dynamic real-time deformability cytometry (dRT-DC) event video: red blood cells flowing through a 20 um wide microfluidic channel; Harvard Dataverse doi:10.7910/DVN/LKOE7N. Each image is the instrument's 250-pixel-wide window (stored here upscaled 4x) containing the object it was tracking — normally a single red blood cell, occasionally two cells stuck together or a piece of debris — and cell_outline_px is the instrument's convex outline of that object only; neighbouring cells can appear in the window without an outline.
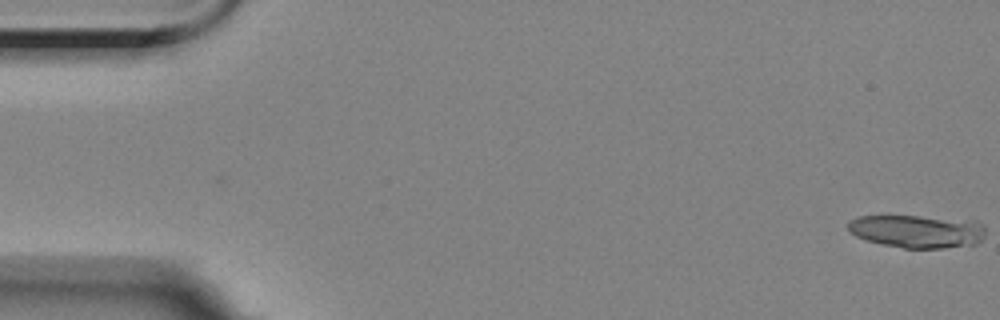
{"species": "Egyptian fruit bat (a non-hibernating species)", "species_latin": "Rousettus aegyptiacus", "temperature_condition": "room temperature", "stored_images_in_passage": 6, "camera_frame_rate_fps": 3000, "um_per_image_px": 0.085, "animal": {"sex": "female"}, "frame": {"image": 1, "passage_image": 1, "time_ms": 0.0, "image_size_px": [1000, 320], "cell_outline_px": [[984, 236], [976, 244], [944, 248], [904, 248], [884, 244], [868, 240], [856, 236], [848, 228], [848, 220], [860, 216], [920, 216], [976, 220], [984, 224]], "centroid_in_image_um": [78.0, 19.65], "position_along_channel_um": 7.0, "area_um2": 26.41}}